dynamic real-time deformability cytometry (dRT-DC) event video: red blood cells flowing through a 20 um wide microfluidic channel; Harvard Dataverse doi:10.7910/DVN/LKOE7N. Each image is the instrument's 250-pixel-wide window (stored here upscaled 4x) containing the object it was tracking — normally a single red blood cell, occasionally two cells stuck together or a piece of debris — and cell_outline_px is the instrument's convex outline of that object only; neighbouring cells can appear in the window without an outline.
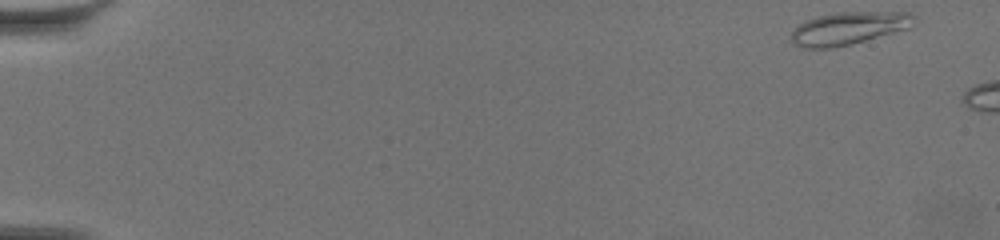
{"species": "common noctule bat (a hibernating species)", "species_latin": "Nyctalus noctula", "temperature_condition": "warm", "stored_images_in_passage": 55, "camera_frame_rate_fps": 3000, "um_per_image_px": 0.085, "animal": {"sex": "female", "body_mass_g": 19.5, "forearm_length_mm": 54.1}, "frame": {"image": 1, "passage_image": 1, "time_ms": 0.0, "image_size_px": [1000, 240], "cell_outline_px": [[916, 16], [908, 28], [852, 44], [832, 48], [804, 48], [792, 44], [788, 40], [792, 32], [800, 24], [808, 20], [820, 16], [840, 12], [912, 12]], "centroid_in_image_um": [72.1, 2.41], "position_along_channel_um": 12.9, "area_um2": 23.24}}
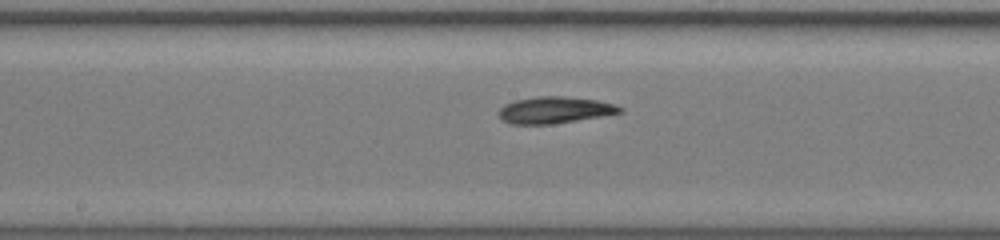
{"frame": {"image": 2, "passage_image": 32, "time_ms": 10.333, "image_size_px": [1000, 240], "cell_outline_px": [[624, 112], [552, 124], [512, 124], [504, 120], [500, 116], [500, 108], [504, 104], [516, 100], [536, 96], [564, 96], [596, 100], [616, 104], [624, 108]], "centroid_in_image_um": [47.18, 9.34], "position_along_channel_um": 201.0, "area_um2": 18.67}}
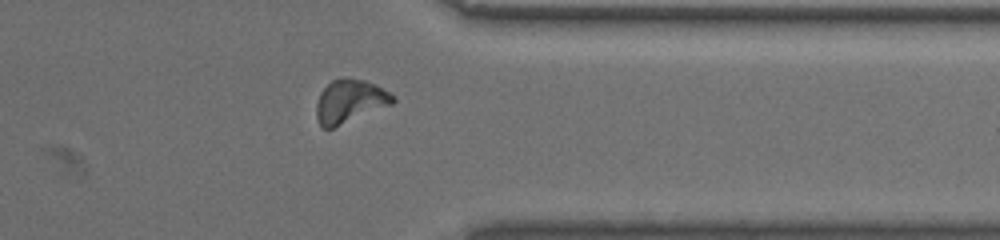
{"frame": {"image": 3, "passage_image": 48, "time_ms": 15.667, "image_size_px": [1000, 240], "cell_outline_px": [[396, 100], [392, 104], [332, 128], [324, 128], [320, 124], [316, 116], [316, 104], [320, 92], [332, 80], [340, 76], [364, 80], [396, 96]], "centroid_in_image_um": [29.71, 8.59], "position_along_channel_um": 381.7, "area_um2": 19.07}}